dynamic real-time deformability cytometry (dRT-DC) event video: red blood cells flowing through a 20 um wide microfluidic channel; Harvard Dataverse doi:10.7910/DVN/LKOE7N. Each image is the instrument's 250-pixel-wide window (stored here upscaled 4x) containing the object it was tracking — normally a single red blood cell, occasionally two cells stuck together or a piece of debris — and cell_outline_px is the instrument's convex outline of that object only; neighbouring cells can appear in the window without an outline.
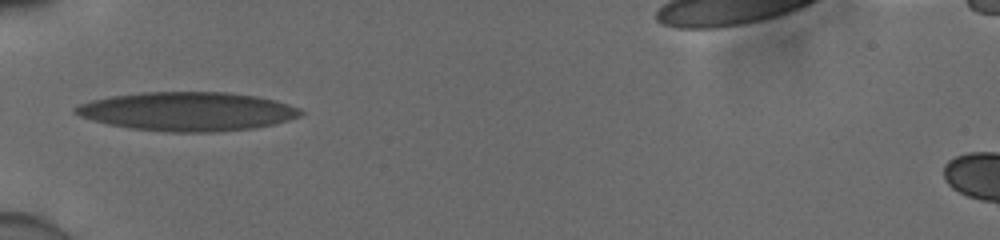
{"species": "human", "species_latin": "Homo sapiens", "temperature_condition": "cold", "stored_images_in_passage": 35, "camera_frame_rate_fps": 3000, "um_per_image_px": 0.085, "donor": {"sex": "male"}, "frame": {"image": 1, "passage_image": 1, "time_ms": 0.0, "image_size_px": [1000, 240], "cell_outline_px": [[304, 112], [300, 116], [288, 120], [256, 128], [216, 132], [164, 132], [128, 128], [108, 124], [92, 120], [80, 116], [72, 112], [72, 108], [80, 104], [92, 100], [112, 96], [144, 92], [224, 92], [256, 96], [288, 104], [300, 108]], "centroid_in_image_um": [15.91, 9.48], "position_along_channel_um": 69.1, "area_um2": 51.04}}
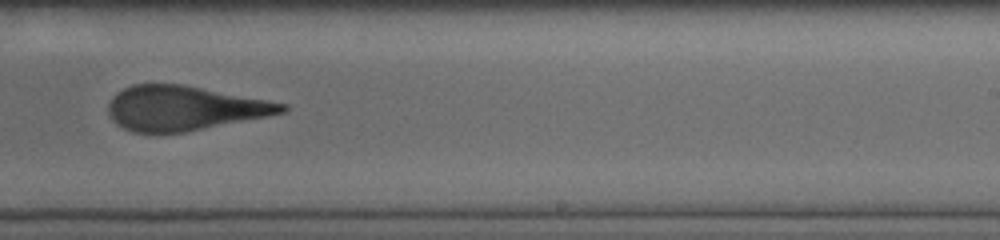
{"frame": {"image": 2, "passage_image": 17, "time_ms": 5.333, "image_size_px": [1000, 240], "cell_outline_px": [[288, 108], [284, 112], [184, 132], [132, 132], [116, 124], [112, 120], [108, 112], [108, 104], [112, 96], [116, 92], [132, 84], [180, 84], [268, 100], [288, 104]], "centroid_in_image_um": [15.58, 9.18], "position_along_channel_um": 273.4, "area_um2": 44.45}}
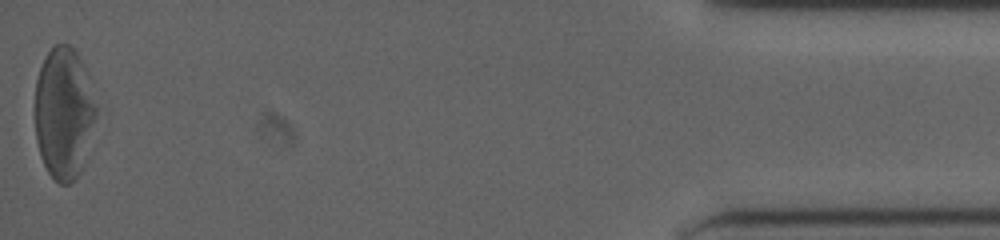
{"frame": {"image": 3, "passage_image": 35, "time_ms": 11.333, "image_size_px": [1000, 240], "cell_outline_px": [[96, 116], [84, 164], [80, 172], [68, 184], [60, 184], [48, 172], [40, 156], [36, 140], [36, 80], [40, 68], [48, 52], [56, 44], [68, 44], [76, 52], [80, 60], [96, 104]], "centroid_in_image_um": [5.41, 9.65], "position_along_channel_um": 429.8, "area_um2": 46.18}, "authors_computed_cell_mechanics": {"area_um2": 46.7024, "velocity_mm_per_s": 3.8984, "shape_relaxation_time_tau1_ms": 9.1178, "shape_relaxation_time_tau2_ms": 1.5024, "deformation_change_tau1": 0.2645, "deformation_change_tau2": 0.1021}}